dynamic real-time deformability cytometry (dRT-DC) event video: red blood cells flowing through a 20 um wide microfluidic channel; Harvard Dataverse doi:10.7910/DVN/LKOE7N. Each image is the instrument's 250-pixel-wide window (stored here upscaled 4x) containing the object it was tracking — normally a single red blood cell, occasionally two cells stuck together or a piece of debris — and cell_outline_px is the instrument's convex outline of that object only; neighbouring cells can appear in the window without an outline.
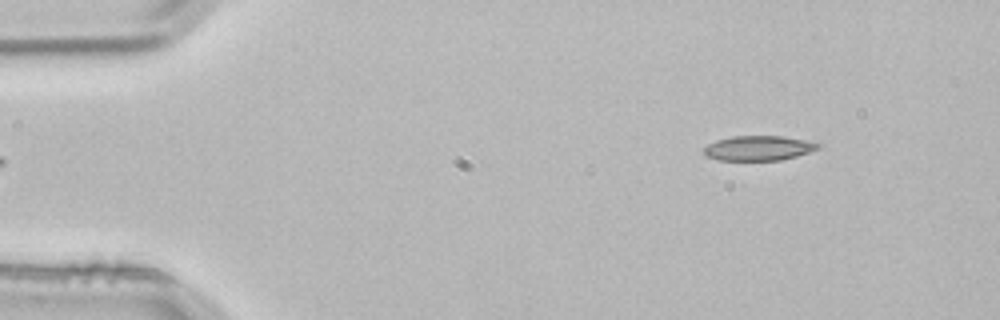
{"species": "common noctule bat (a hibernating species)", "species_latin": "Nyctalus noctula", "temperature_condition": "room temperature", "stored_images_in_passage": 2, "camera_frame_rate_fps": 3000, "um_per_image_px": 0.085, "animal": {"sex": "male", "body_mass_g": 21.5, "forearm_length_mm": 52.0}, "frame": {"image": 1, "passage_image": 2, "time_ms": 0.333, "image_size_px": [1000, 320], "cell_outline_px": [[820, 148], [796, 156], [780, 160], [716, 160], [708, 156], [704, 152], [704, 148], [708, 144], [716, 140], [732, 136], [780, 136], [804, 140], [820, 144]], "centroid_in_image_um": [64.45, 12.59], "position_along_channel_um": 20.6, "area_um2": 16.3}}